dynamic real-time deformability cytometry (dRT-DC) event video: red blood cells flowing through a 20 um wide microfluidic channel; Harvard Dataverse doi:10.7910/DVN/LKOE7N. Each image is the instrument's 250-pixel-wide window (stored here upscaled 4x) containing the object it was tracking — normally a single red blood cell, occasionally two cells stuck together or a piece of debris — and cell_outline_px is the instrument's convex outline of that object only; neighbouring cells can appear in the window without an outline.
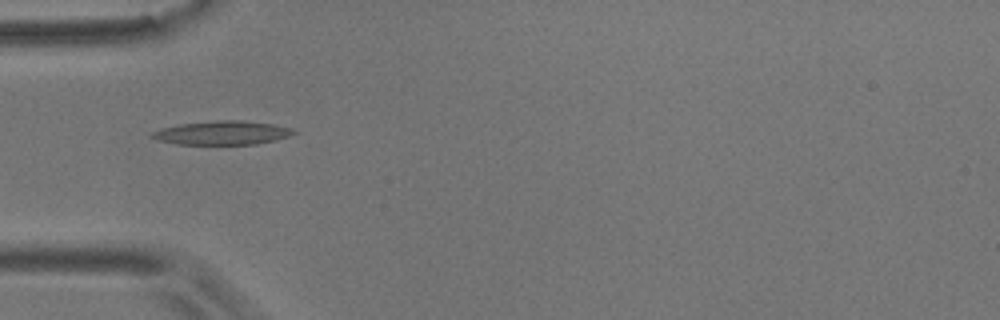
{"species": "common noctule bat (a hibernating species)", "species_latin": "Nyctalus noctula", "temperature_condition": "room temperature", "stored_images_in_passage": 8, "camera_frame_rate_fps": 3000, "um_per_image_px": 0.085, "animal": {"sex": "male", "body_mass_g": 17.9}, "frame": {"image": 1, "passage_image": 6, "time_ms": 6.0, "image_size_px": [1000, 320], "cell_outline_px": [[296, 132], [288, 136], [276, 140], [256, 144], [176, 144], [160, 140], [148, 136], [152, 132], [160, 128], [180, 124], [220, 120], [244, 120], [272, 124], [292, 128]], "centroid_in_image_um": [18.88, 11.29], "position_along_channel_um": 66.1, "area_um2": 19.54}}
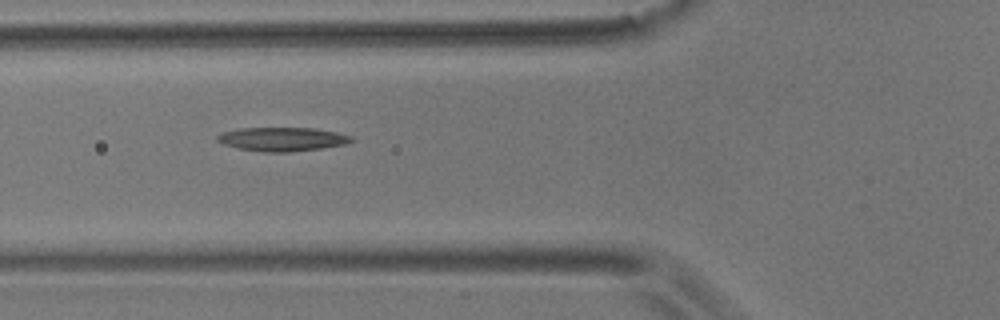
{"frame": {"image": 2, "passage_image": 7, "time_ms": 7.0, "image_size_px": [1000, 320], "cell_outline_px": [[356, 140], [348, 144], [320, 148], [288, 152], [264, 152], [236, 148], [224, 144], [216, 140], [216, 136], [224, 132], [240, 128], [316, 128], [336, 132], [352, 136]], "centroid_in_image_um": [24.03, 11.83], "position_along_channel_um": 101.8, "area_um2": 18.67}}
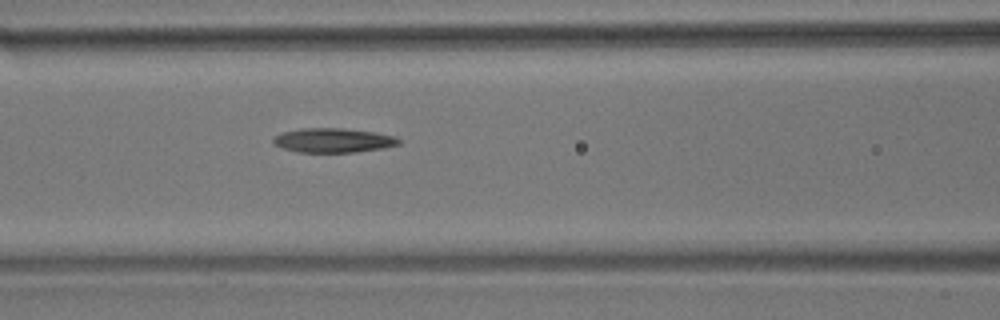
{"frame": {"image": 3, "passage_image": 8, "time_ms": 8.0, "image_size_px": [1000, 320], "cell_outline_px": [[400, 144], [384, 148], [356, 152], [296, 152], [280, 148], [272, 144], [272, 140], [280, 132], [300, 128], [344, 128], [376, 132], [396, 136], [400, 140]], "centroid_in_image_um": [28.3, 11.92], "position_along_channel_um": 138.3, "area_um2": 18.15}}